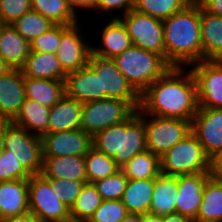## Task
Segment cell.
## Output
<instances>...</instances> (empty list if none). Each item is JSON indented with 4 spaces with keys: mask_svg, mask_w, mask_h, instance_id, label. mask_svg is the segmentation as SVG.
<instances>
[{
    "mask_svg": "<svg viewBox=\"0 0 222 222\" xmlns=\"http://www.w3.org/2000/svg\"><path fill=\"white\" fill-rule=\"evenodd\" d=\"M198 107L196 79L183 67H171L140 95L146 115L192 121Z\"/></svg>",
    "mask_w": 222,
    "mask_h": 222,
    "instance_id": "obj_1",
    "label": "cell"
},
{
    "mask_svg": "<svg viewBox=\"0 0 222 222\" xmlns=\"http://www.w3.org/2000/svg\"><path fill=\"white\" fill-rule=\"evenodd\" d=\"M162 23L165 60L171 67L190 66L202 61L199 4H188Z\"/></svg>",
    "mask_w": 222,
    "mask_h": 222,
    "instance_id": "obj_2",
    "label": "cell"
},
{
    "mask_svg": "<svg viewBox=\"0 0 222 222\" xmlns=\"http://www.w3.org/2000/svg\"><path fill=\"white\" fill-rule=\"evenodd\" d=\"M92 144L96 150L112 157L120 168L133 156L145 151V126L138 110L124 122L96 133Z\"/></svg>",
    "mask_w": 222,
    "mask_h": 222,
    "instance_id": "obj_3",
    "label": "cell"
},
{
    "mask_svg": "<svg viewBox=\"0 0 222 222\" xmlns=\"http://www.w3.org/2000/svg\"><path fill=\"white\" fill-rule=\"evenodd\" d=\"M113 60L139 95L171 68L159 54L135 45L115 56Z\"/></svg>",
    "mask_w": 222,
    "mask_h": 222,
    "instance_id": "obj_4",
    "label": "cell"
},
{
    "mask_svg": "<svg viewBox=\"0 0 222 222\" xmlns=\"http://www.w3.org/2000/svg\"><path fill=\"white\" fill-rule=\"evenodd\" d=\"M161 173L180 176L209 172L210 157L191 132L160 157Z\"/></svg>",
    "mask_w": 222,
    "mask_h": 222,
    "instance_id": "obj_5",
    "label": "cell"
},
{
    "mask_svg": "<svg viewBox=\"0 0 222 222\" xmlns=\"http://www.w3.org/2000/svg\"><path fill=\"white\" fill-rule=\"evenodd\" d=\"M140 108V101H122L118 99H101L83 104L81 129L92 137L129 119Z\"/></svg>",
    "mask_w": 222,
    "mask_h": 222,
    "instance_id": "obj_6",
    "label": "cell"
},
{
    "mask_svg": "<svg viewBox=\"0 0 222 222\" xmlns=\"http://www.w3.org/2000/svg\"><path fill=\"white\" fill-rule=\"evenodd\" d=\"M138 115L144 122L147 149L159 157L192 132L190 120L146 115L140 108Z\"/></svg>",
    "mask_w": 222,
    "mask_h": 222,
    "instance_id": "obj_7",
    "label": "cell"
},
{
    "mask_svg": "<svg viewBox=\"0 0 222 222\" xmlns=\"http://www.w3.org/2000/svg\"><path fill=\"white\" fill-rule=\"evenodd\" d=\"M4 149L9 150L30 175H39L43 166L41 136L9 122L5 126Z\"/></svg>",
    "mask_w": 222,
    "mask_h": 222,
    "instance_id": "obj_8",
    "label": "cell"
},
{
    "mask_svg": "<svg viewBox=\"0 0 222 222\" xmlns=\"http://www.w3.org/2000/svg\"><path fill=\"white\" fill-rule=\"evenodd\" d=\"M29 212L40 222L63 221L70 218V209L51 188L50 179L41 174L28 179Z\"/></svg>",
    "mask_w": 222,
    "mask_h": 222,
    "instance_id": "obj_9",
    "label": "cell"
},
{
    "mask_svg": "<svg viewBox=\"0 0 222 222\" xmlns=\"http://www.w3.org/2000/svg\"><path fill=\"white\" fill-rule=\"evenodd\" d=\"M118 18L130 36L132 45L152 51L165 59L164 28L162 20L132 9Z\"/></svg>",
    "mask_w": 222,
    "mask_h": 222,
    "instance_id": "obj_10",
    "label": "cell"
},
{
    "mask_svg": "<svg viewBox=\"0 0 222 222\" xmlns=\"http://www.w3.org/2000/svg\"><path fill=\"white\" fill-rule=\"evenodd\" d=\"M88 65L100 76L101 99L140 101V95L127 82L111 58H103L91 52Z\"/></svg>",
    "mask_w": 222,
    "mask_h": 222,
    "instance_id": "obj_11",
    "label": "cell"
},
{
    "mask_svg": "<svg viewBox=\"0 0 222 222\" xmlns=\"http://www.w3.org/2000/svg\"><path fill=\"white\" fill-rule=\"evenodd\" d=\"M192 65L198 106L222 109V60H203Z\"/></svg>",
    "mask_w": 222,
    "mask_h": 222,
    "instance_id": "obj_12",
    "label": "cell"
},
{
    "mask_svg": "<svg viewBox=\"0 0 222 222\" xmlns=\"http://www.w3.org/2000/svg\"><path fill=\"white\" fill-rule=\"evenodd\" d=\"M78 23L61 25V41L56 56L65 74L80 70L88 64L92 46L83 40Z\"/></svg>",
    "mask_w": 222,
    "mask_h": 222,
    "instance_id": "obj_13",
    "label": "cell"
},
{
    "mask_svg": "<svg viewBox=\"0 0 222 222\" xmlns=\"http://www.w3.org/2000/svg\"><path fill=\"white\" fill-rule=\"evenodd\" d=\"M41 141L43 157H84L93 147L92 136L82 129L45 133Z\"/></svg>",
    "mask_w": 222,
    "mask_h": 222,
    "instance_id": "obj_14",
    "label": "cell"
},
{
    "mask_svg": "<svg viewBox=\"0 0 222 222\" xmlns=\"http://www.w3.org/2000/svg\"><path fill=\"white\" fill-rule=\"evenodd\" d=\"M191 131L211 157L222 149V109L198 107Z\"/></svg>",
    "mask_w": 222,
    "mask_h": 222,
    "instance_id": "obj_15",
    "label": "cell"
},
{
    "mask_svg": "<svg viewBox=\"0 0 222 222\" xmlns=\"http://www.w3.org/2000/svg\"><path fill=\"white\" fill-rule=\"evenodd\" d=\"M209 172L177 176L176 213L195 220Z\"/></svg>",
    "mask_w": 222,
    "mask_h": 222,
    "instance_id": "obj_16",
    "label": "cell"
},
{
    "mask_svg": "<svg viewBox=\"0 0 222 222\" xmlns=\"http://www.w3.org/2000/svg\"><path fill=\"white\" fill-rule=\"evenodd\" d=\"M26 100L21 69L12 68L0 76V120L11 121Z\"/></svg>",
    "mask_w": 222,
    "mask_h": 222,
    "instance_id": "obj_17",
    "label": "cell"
},
{
    "mask_svg": "<svg viewBox=\"0 0 222 222\" xmlns=\"http://www.w3.org/2000/svg\"><path fill=\"white\" fill-rule=\"evenodd\" d=\"M65 95L82 104L101 100L100 76L87 64L80 70L66 74Z\"/></svg>",
    "mask_w": 222,
    "mask_h": 222,
    "instance_id": "obj_18",
    "label": "cell"
},
{
    "mask_svg": "<svg viewBox=\"0 0 222 222\" xmlns=\"http://www.w3.org/2000/svg\"><path fill=\"white\" fill-rule=\"evenodd\" d=\"M28 212V179L0 181V218Z\"/></svg>",
    "mask_w": 222,
    "mask_h": 222,
    "instance_id": "obj_19",
    "label": "cell"
},
{
    "mask_svg": "<svg viewBox=\"0 0 222 222\" xmlns=\"http://www.w3.org/2000/svg\"><path fill=\"white\" fill-rule=\"evenodd\" d=\"M41 175L46 179H70L88 183L85 159L80 156L43 157Z\"/></svg>",
    "mask_w": 222,
    "mask_h": 222,
    "instance_id": "obj_20",
    "label": "cell"
},
{
    "mask_svg": "<svg viewBox=\"0 0 222 222\" xmlns=\"http://www.w3.org/2000/svg\"><path fill=\"white\" fill-rule=\"evenodd\" d=\"M200 30L203 60H222V16L200 7Z\"/></svg>",
    "mask_w": 222,
    "mask_h": 222,
    "instance_id": "obj_21",
    "label": "cell"
},
{
    "mask_svg": "<svg viewBox=\"0 0 222 222\" xmlns=\"http://www.w3.org/2000/svg\"><path fill=\"white\" fill-rule=\"evenodd\" d=\"M83 104L66 95L50 108L48 133L81 129Z\"/></svg>",
    "mask_w": 222,
    "mask_h": 222,
    "instance_id": "obj_22",
    "label": "cell"
},
{
    "mask_svg": "<svg viewBox=\"0 0 222 222\" xmlns=\"http://www.w3.org/2000/svg\"><path fill=\"white\" fill-rule=\"evenodd\" d=\"M30 43L12 25L0 30V57L11 67L21 68L30 54Z\"/></svg>",
    "mask_w": 222,
    "mask_h": 222,
    "instance_id": "obj_23",
    "label": "cell"
},
{
    "mask_svg": "<svg viewBox=\"0 0 222 222\" xmlns=\"http://www.w3.org/2000/svg\"><path fill=\"white\" fill-rule=\"evenodd\" d=\"M111 20L101 30L103 47L97 46L94 48L92 46V53L103 58L113 59L126 49H129L132 46V42L123 23L118 18L112 17Z\"/></svg>",
    "mask_w": 222,
    "mask_h": 222,
    "instance_id": "obj_24",
    "label": "cell"
},
{
    "mask_svg": "<svg viewBox=\"0 0 222 222\" xmlns=\"http://www.w3.org/2000/svg\"><path fill=\"white\" fill-rule=\"evenodd\" d=\"M155 187V178L128 179L125 191L121 198L129 214L150 213V205Z\"/></svg>",
    "mask_w": 222,
    "mask_h": 222,
    "instance_id": "obj_25",
    "label": "cell"
},
{
    "mask_svg": "<svg viewBox=\"0 0 222 222\" xmlns=\"http://www.w3.org/2000/svg\"><path fill=\"white\" fill-rule=\"evenodd\" d=\"M24 77L54 79L65 81L66 74L53 53L30 51L24 65L20 68Z\"/></svg>",
    "mask_w": 222,
    "mask_h": 222,
    "instance_id": "obj_26",
    "label": "cell"
},
{
    "mask_svg": "<svg viewBox=\"0 0 222 222\" xmlns=\"http://www.w3.org/2000/svg\"><path fill=\"white\" fill-rule=\"evenodd\" d=\"M26 99L53 107L65 96V81L24 77Z\"/></svg>",
    "mask_w": 222,
    "mask_h": 222,
    "instance_id": "obj_27",
    "label": "cell"
},
{
    "mask_svg": "<svg viewBox=\"0 0 222 222\" xmlns=\"http://www.w3.org/2000/svg\"><path fill=\"white\" fill-rule=\"evenodd\" d=\"M50 108L26 99L16 116L10 121L28 132L42 136L48 133ZM33 130V131H32Z\"/></svg>",
    "mask_w": 222,
    "mask_h": 222,
    "instance_id": "obj_28",
    "label": "cell"
},
{
    "mask_svg": "<svg viewBox=\"0 0 222 222\" xmlns=\"http://www.w3.org/2000/svg\"><path fill=\"white\" fill-rule=\"evenodd\" d=\"M177 176L160 173L155 178L150 213L164 216L176 213Z\"/></svg>",
    "mask_w": 222,
    "mask_h": 222,
    "instance_id": "obj_29",
    "label": "cell"
},
{
    "mask_svg": "<svg viewBox=\"0 0 222 222\" xmlns=\"http://www.w3.org/2000/svg\"><path fill=\"white\" fill-rule=\"evenodd\" d=\"M193 222H222V180L208 178Z\"/></svg>",
    "mask_w": 222,
    "mask_h": 222,
    "instance_id": "obj_30",
    "label": "cell"
},
{
    "mask_svg": "<svg viewBox=\"0 0 222 222\" xmlns=\"http://www.w3.org/2000/svg\"><path fill=\"white\" fill-rule=\"evenodd\" d=\"M131 180L156 178L161 173L160 157L146 149L120 168Z\"/></svg>",
    "mask_w": 222,
    "mask_h": 222,
    "instance_id": "obj_31",
    "label": "cell"
},
{
    "mask_svg": "<svg viewBox=\"0 0 222 222\" xmlns=\"http://www.w3.org/2000/svg\"><path fill=\"white\" fill-rule=\"evenodd\" d=\"M32 10L42 14L56 25H74L78 15L70 9L67 0H31Z\"/></svg>",
    "mask_w": 222,
    "mask_h": 222,
    "instance_id": "obj_32",
    "label": "cell"
},
{
    "mask_svg": "<svg viewBox=\"0 0 222 222\" xmlns=\"http://www.w3.org/2000/svg\"><path fill=\"white\" fill-rule=\"evenodd\" d=\"M84 159L88 183H94L120 170L112 157L96 150L94 147L88 151Z\"/></svg>",
    "mask_w": 222,
    "mask_h": 222,
    "instance_id": "obj_33",
    "label": "cell"
},
{
    "mask_svg": "<svg viewBox=\"0 0 222 222\" xmlns=\"http://www.w3.org/2000/svg\"><path fill=\"white\" fill-rule=\"evenodd\" d=\"M102 197L93 183H85L74 205L70 209V218L87 222L102 203Z\"/></svg>",
    "mask_w": 222,
    "mask_h": 222,
    "instance_id": "obj_34",
    "label": "cell"
},
{
    "mask_svg": "<svg viewBox=\"0 0 222 222\" xmlns=\"http://www.w3.org/2000/svg\"><path fill=\"white\" fill-rule=\"evenodd\" d=\"M11 25L30 43L40 34L49 31L56 24L42 14L30 10Z\"/></svg>",
    "mask_w": 222,
    "mask_h": 222,
    "instance_id": "obj_35",
    "label": "cell"
},
{
    "mask_svg": "<svg viewBox=\"0 0 222 222\" xmlns=\"http://www.w3.org/2000/svg\"><path fill=\"white\" fill-rule=\"evenodd\" d=\"M187 5L186 0H134L135 10L162 21L182 11Z\"/></svg>",
    "mask_w": 222,
    "mask_h": 222,
    "instance_id": "obj_36",
    "label": "cell"
},
{
    "mask_svg": "<svg viewBox=\"0 0 222 222\" xmlns=\"http://www.w3.org/2000/svg\"><path fill=\"white\" fill-rule=\"evenodd\" d=\"M128 178L120 169L115 174L94 182L102 200H121Z\"/></svg>",
    "mask_w": 222,
    "mask_h": 222,
    "instance_id": "obj_37",
    "label": "cell"
},
{
    "mask_svg": "<svg viewBox=\"0 0 222 222\" xmlns=\"http://www.w3.org/2000/svg\"><path fill=\"white\" fill-rule=\"evenodd\" d=\"M127 214L121 200H103L87 222H121Z\"/></svg>",
    "mask_w": 222,
    "mask_h": 222,
    "instance_id": "obj_38",
    "label": "cell"
},
{
    "mask_svg": "<svg viewBox=\"0 0 222 222\" xmlns=\"http://www.w3.org/2000/svg\"><path fill=\"white\" fill-rule=\"evenodd\" d=\"M31 175L24 169L9 150L0 154V181L29 179Z\"/></svg>",
    "mask_w": 222,
    "mask_h": 222,
    "instance_id": "obj_39",
    "label": "cell"
},
{
    "mask_svg": "<svg viewBox=\"0 0 222 222\" xmlns=\"http://www.w3.org/2000/svg\"><path fill=\"white\" fill-rule=\"evenodd\" d=\"M85 182L70 179H50L51 188L55 190L60 201L69 209L74 205Z\"/></svg>",
    "mask_w": 222,
    "mask_h": 222,
    "instance_id": "obj_40",
    "label": "cell"
},
{
    "mask_svg": "<svg viewBox=\"0 0 222 222\" xmlns=\"http://www.w3.org/2000/svg\"><path fill=\"white\" fill-rule=\"evenodd\" d=\"M30 10L31 0H0V19L4 25H11Z\"/></svg>",
    "mask_w": 222,
    "mask_h": 222,
    "instance_id": "obj_41",
    "label": "cell"
},
{
    "mask_svg": "<svg viewBox=\"0 0 222 222\" xmlns=\"http://www.w3.org/2000/svg\"><path fill=\"white\" fill-rule=\"evenodd\" d=\"M61 41V25H55L49 31L40 34L30 42V50L33 52H45L56 54Z\"/></svg>",
    "mask_w": 222,
    "mask_h": 222,
    "instance_id": "obj_42",
    "label": "cell"
},
{
    "mask_svg": "<svg viewBox=\"0 0 222 222\" xmlns=\"http://www.w3.org/2000/svg\"><path fill=\"white\" fill-rule=\"evenodd\" d=\"M123 9L122 15H125L134 9V0H98L96 10L101 13L112 12V10Z\"/></svg>",
    "mask_w": 222,
    "mask_h": 222,
    "instance_id": "obj_43",
    "label": "cell"
},
{
    "mask_svg": "<svg viewBox=\"0 0 222 222\" xmlns=\"http://www.w3.org/2000/svg\"><path fill=\"white\" fill-rule=\"evenodd\" d=\"M209 174L215 179L222 180V149L210 157Z\"/></svg>",
    "mask_w": 222,
    "mask_h": 222,
    "instance_id": "obj_44",
    "label": "cell"
},
{
    "mask_svg": "<svg viewBox=\"0 0 222 222\" xmlns=\"http://www.w3.org/2000/svg\"><path fill=\"white\" fill-rule=\"evenodd\" d=\"M199 5L209 14L222 16V0H202Z\"/></svg>",
    "mask_w": 222,
    "mask_h": 222,
    "instance_id": "obj_45",
    "label": "cell"
},
{
    "mask_svg": "<svg viewBox=\"0 0 222 222\" xmlns=\"http://www.w3.org/2000/svg\"><path fill=\"white\" fill-rule=\"evenodd\" d=\"M68 5L70 9L73 11V13L76 15V10L79 8L81 9H89V10H94L96 11V6L98 0H67ZM77 8V9H76Z\"/></svg>",
    "mask_w": 222,
    "mask_h": 222,
    "instance_id": "obj_46",
    "label": "cell"
},
{
    "mask_svg": "<svg viewBox=\"0 0 222 222\" xmlns=\"http://www.w3.org/2000/svg\"><path fill=\"white\" fill-rule=\"evenodd\" d=\"M0 222H40L31 212L21 215L0 218Z\"/></svg>",
    "mask_w": 222,
    "mask_h": 222,
    "instance_id": "obj_47",
    "label": "cell"
},
{
    "mask_svg": "<svg viewBox=\"0 0 222 222\" xmlns=\"http://www.w3.org/2000/svg\"><path fill=\"white\" fill-rule=\"evenodd\" d=\"M162 222H193V220L179 213H171L162 216Z\"/></svg>",
    "mask_w": 222,
    "mask_h": 222,
    "instance_id": "obj_48",
    "label": "cell"
},
{
    "mask_svg": "<svg viewBox=\"0 0 222 222\" xmlns=\"http://www.w3.org/2000/svg\"><path fill=\"white\" fill-rule=\"evenodd\" d=\"M140 222H162V216L152 213H145L140 215Z\"/></svg>",
    "mask_w": 222,
    "mask_h": 222,
    "instance_id": "obj_49",
    "label": "cell"
},
{
    "mask_svg": "<svg viewBox=\"0 0 222 222\" xmlns=\"http://www.w3.org/2000/svg\"><path fill=\"white\" fill-rule=\"evenodd\" d=\"M9 122V120H0V154L4 151L5 126Z\"/></svg>",
    "mask_w": 222,
    "mask_h": 222,
    "instance_id": "obj_50",
    "label": "cell"
},
{
    "mask_svg": "<svg viewBox=\"0 0 222 222\" xmlns=\"http://www.w3.org/2000/svg\"><path fill=\"white\" fill-rule=\"evenodd\" d=\"M12 68L0 57V76L5 75Z\"/></svg>",
    "mask_w": 222,
    "mask_h": 222,
    "instance_id": "obj_51",
    "label": "cell"
},
{
    "mask_svg": "<svg viewBox=\"0 0 222 222\" xmlns=\"http://www.w3.org/2000/svg\"><path fill=\"white\" fill-rule=\"evenodd\" d=\"M121 222H140L139 214H127V216Z\"/></svg>",
    "mask_w": 222,
    "mask_h": 222,
    "instance_id": "obj_52",
    "label": "cell"
},
{
    "mask_svg": "<svg viewBox=\"0 0 222 222\" xmlns=\"http://www.w3.org/2000/svg\"><path fill=\"white\" fill-rule=\"evenodd\" d=\"M55 222H83V221H79V220H75L73 218H69V219H66V220H63V221H55Z\"/></svg>",
    "mask_w": 222,
    "mask_h": 222,
    "instance_id": "obj_53",
    "label": "cell"
},
{
    "mask_svg": "<svg viewBox=\"0 0 222 222\" xmlns=\"http://www.w3.org/2000/svg\"><path fill=\"white\" fill-rule=\"evenodd\" d=\"M188 4H199L202 0H186Z\"/></svg>",
    "mask_w": 222,
    "mask_h": 222,
    "instance_id": "obj_54",
    "label": "cell"
},
{
    "mask_svg": "<svg viewBox=\"0 0 222 222\" xmlns=\"http://www.w3.org/2000/svg\"><path fill=\"white\" fill-rule=\"evenodd\" d=\"M4 26V23L1 21V19H0V30H1V28Z\"/></svg>",
    "mask_w": 222,
    "mask_h": 222,
    "instance_id": "obj_55",
    "label": "cell"
}]
</instances>
